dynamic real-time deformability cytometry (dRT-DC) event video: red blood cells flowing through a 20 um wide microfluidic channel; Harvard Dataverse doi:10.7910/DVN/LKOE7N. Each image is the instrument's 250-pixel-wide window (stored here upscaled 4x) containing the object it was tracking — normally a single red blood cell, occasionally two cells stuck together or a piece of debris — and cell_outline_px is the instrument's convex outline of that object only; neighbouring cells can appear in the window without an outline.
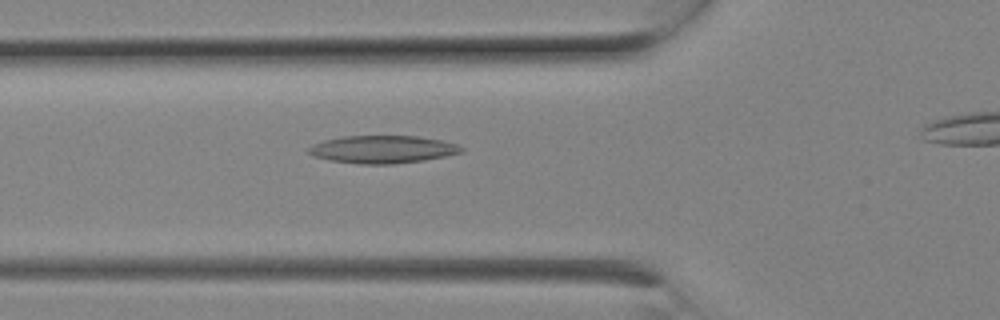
{"species": "Egyptian fruit bat (a non-hibernating species)", "species_latin": "Rousettus aegyptiacus", "temperature_condition": "room temperature", "stored_images_in_passage": 6, "camera_frame_rate_fps": 3000, "um_per_image_px": 0.085, "animal": {"sex": "female"}, "frame": {"image": 1, "passage_image": 5, "time_ms": 1.333, "image_size_px": [1000, 320], "cell_outline_px": [[464, 152], [424, 160], [392, 164], [360, 164], [328, 160], [316, 156], [308, 152], [308, 148], [312, 144], [324, 140], [344, 136], [416, 136], [440, 140], [456, 144], [464, 148]], "centroid_in_image_um": [32.52, 12.69], "position_along_channel_um": 93.3, "area_um2": 24.51}}